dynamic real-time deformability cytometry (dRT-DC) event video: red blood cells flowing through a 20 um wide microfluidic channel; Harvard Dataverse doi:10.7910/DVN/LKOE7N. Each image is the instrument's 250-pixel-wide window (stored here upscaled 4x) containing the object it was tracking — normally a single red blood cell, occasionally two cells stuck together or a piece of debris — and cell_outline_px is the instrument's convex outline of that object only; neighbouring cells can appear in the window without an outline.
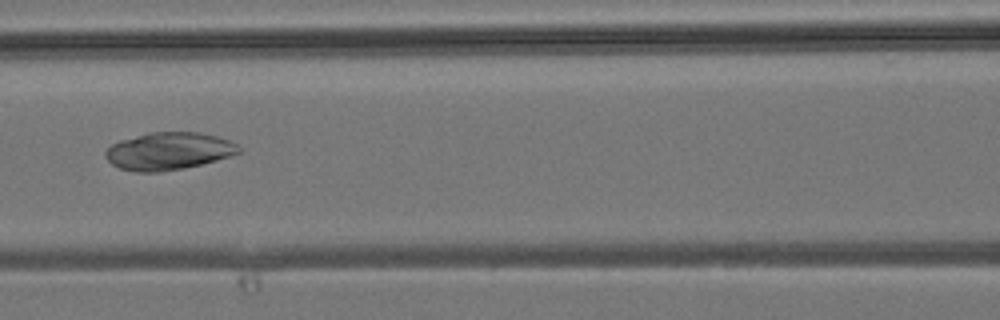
{"species": "common noctule bat (a hibernating species)", "species_latin": "Nyctalus noctula", "temperature_condition": "room temperature", "stored_images_in_passage": 18, "camera_frame_rate_fps": 3000, "um_per_image_px": 0.085, "animal": {"sex": "male", "body_mass_g": 19.2, "forearm_length_mm": 51.8}, "frame": {"image": 1, "passage_image": 6, "time_ms": 1.667, "image_size_px": [1000, 320], "cell_outline_px": [[240, 152], [216, 160], [184, 168], [160, 172], [136, 172], [120, 168], [112, 164], [104, 156], [104, 152], [112, 144], [120, 140], [148, 132], [200, 132], [216, 136], [228, 140], [236, 144], [240, 148]], "centroid_in_image_um": [14.29, 12.84], "position_along_channel_um": 152.3, "area_um2": 29.02}}
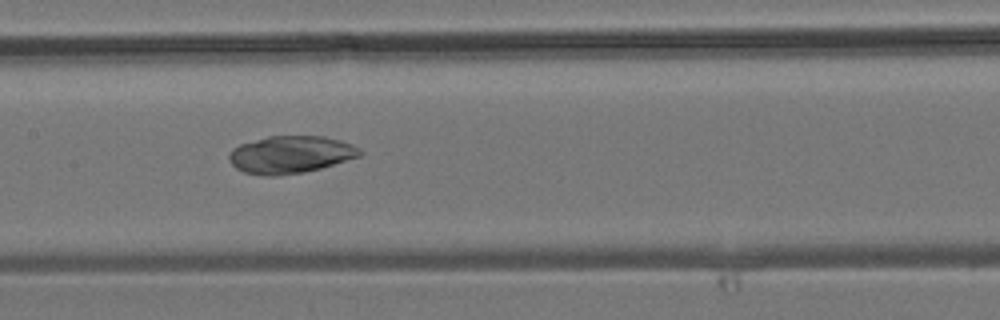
{"frame": {"image": 2, "passage_image": 8, "time_ms": 2.333, "image_size_px": [1000, 320], "cell_outline_px": [[364, 152], [360, 156], [320, 168], [304, 172], [280, 176], [264, 176], [244, 172], [236, 168], [228, 160], [228, 156], [232, 148], [240, 144], [268, 136], [324, 136], [340, 140], [352, 144], [360, 148]], "centroid_in_image_um": [24.69, 13.14], "position_along_channel_um": 182.7, "area_um2": 28.67}}